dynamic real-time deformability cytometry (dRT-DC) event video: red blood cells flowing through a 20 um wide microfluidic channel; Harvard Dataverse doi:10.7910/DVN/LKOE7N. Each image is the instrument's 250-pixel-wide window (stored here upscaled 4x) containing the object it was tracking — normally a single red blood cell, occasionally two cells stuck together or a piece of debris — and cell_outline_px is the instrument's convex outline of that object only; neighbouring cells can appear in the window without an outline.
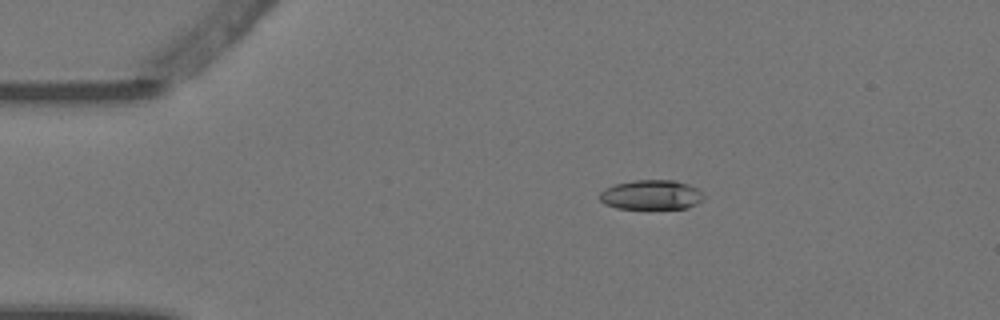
{"species": "Egyptian fruit bat (a non-hibernating species)", "species_latin": "Rousettus aegyptiacus", "temperature_condition": "warm", "stored_images_in_passage": 4, "camera_frame_rate_fps": 3000, "um_per_image_px": 0.085, "animal": {"sex": "female"}, "frame": {"image": 1, "passage_image": 3, "time_ms": 0.667, "image_size_px": [1000, 320], "cell_outline_px": [[704, 196], [696, 204], [688, 208], [616, 208], [604, 204], [600, 200], [600, 192], [604, 188], [616, 184], [636, 180], [672, 180], [688, 184], [696, 188]], "centroid_in_image_um": [55.32, 16.56], "position_along_channel_um": 29.7, "area_um2": 17.74}}